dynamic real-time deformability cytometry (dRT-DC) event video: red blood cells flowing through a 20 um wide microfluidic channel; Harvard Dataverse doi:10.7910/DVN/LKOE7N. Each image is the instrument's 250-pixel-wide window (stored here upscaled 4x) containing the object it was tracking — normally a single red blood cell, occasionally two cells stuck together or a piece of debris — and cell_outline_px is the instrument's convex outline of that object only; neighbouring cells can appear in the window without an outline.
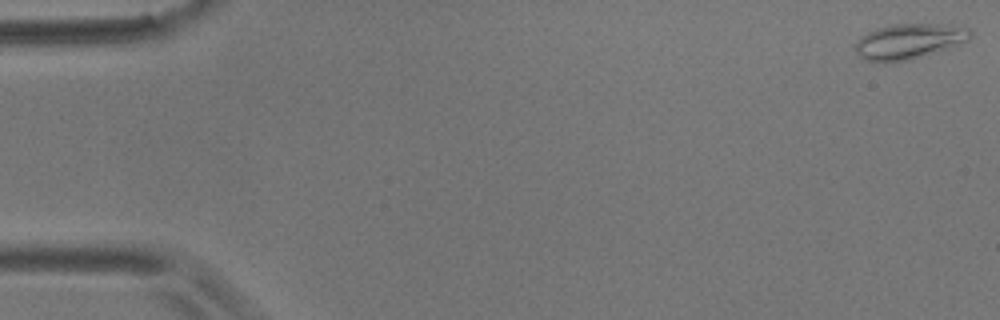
{"species": "common noctule bat (a hibernating species)", "species_latin": "Nyctalus noctula", "temperature_condition": "room temperature", "stored_images_in_passage": 28, "camera_frame_rate_fps": 3000, "um_per_image_px": 0.085, "animal": {"sex": "male", "body_mass_g": 17.9}, "frame": {"image": 1, "passage_image": 1, "time_ms": 0.0, "image_size_px": [1000, 320], "cell_outline_px": [[972, 36], [968, 40], [948, 48], [908, 60], [864, 60], [856, 52], [856, 40], [860, 36], [876, 28], [892, 24], [952, 24], [968, 28], [972, 32]], "centroid_in_image_um": [77.29, 3.47], "position_along_channel_um": 7.7, "area_um2": 23.29}}
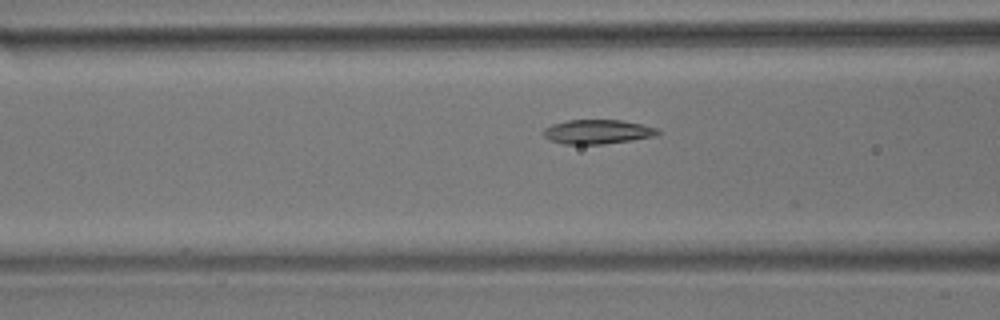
{"frame": {"image": 2, "passage_image": 22, "time_ms": 7.0, "image_size_px": [1000, 320], "cell_outline_px": [[660, 132], [656, 136], [604, 144], [564, 144], [548, 140], [544, 136], [544, 128], [552, 124], [568, 120], [620, 120], [640, 124], [656, 128]], "centroid_in_image_um": [50.75, 11.2], "position_along_channel_um": 115.8, "area_um2": 16.07}}
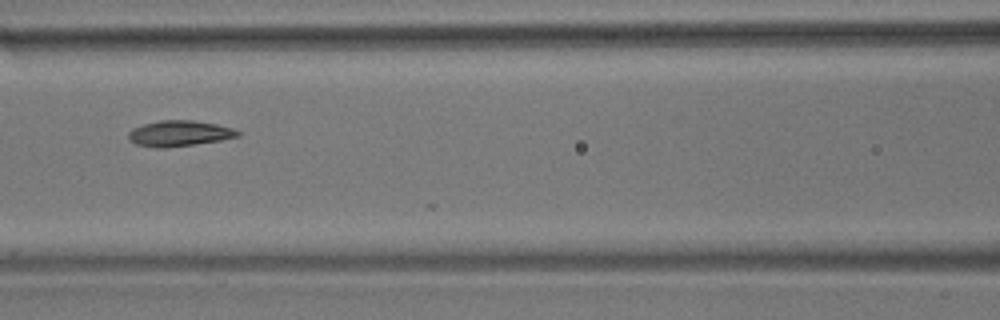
{"frame": {"image": 3, "passage_image": 25, "time_ms": 8.0, "image_size_px": [1000, 320], "cell_outline_px": [[240, 136], [220, 140], [164, 148], [156, 148], [136, 144], [128, 140], [128, 132], [132, 128], [144, 124], [160, 120], [192, 120], [216, 124], [232, 128], [240, 132]], "centroid_in_image_um": [15.2, 11.34], "position_along_channel_um": 151.4, "area_um2": 16.3}}